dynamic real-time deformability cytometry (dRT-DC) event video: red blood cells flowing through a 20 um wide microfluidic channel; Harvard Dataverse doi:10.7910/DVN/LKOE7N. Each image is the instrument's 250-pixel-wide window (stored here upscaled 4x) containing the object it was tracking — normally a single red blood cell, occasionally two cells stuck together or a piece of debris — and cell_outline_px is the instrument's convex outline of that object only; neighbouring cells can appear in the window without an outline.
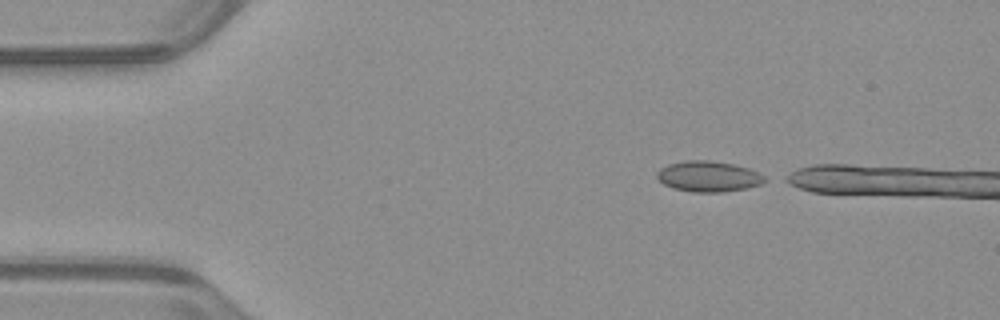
{"species": "common noctule bat (a hibernating species)", "species_latin": "Nyctalus noctula", "temperature_condition": "warm", "stored_images_in_passage": 6, "camera_frame_rate_fps": 3000, "um_per_image_px": 0.085, "animal": {"sex": "male", "body_mass_g": 23.1, "forearm_length_mm": 52.7}, "frame": {"image": 1, "passage_image": 1, "time_ms": 0.0, "image_size_px": [1000, 320], "cell_outline_px": [[768, 180], [760, 184], [748, 188], [724, 192], [692, 192], [672, 188], [664, 184], [656, 176], [656, 172], [660, 168], [668, 164], [684, 160], [712, 160], [732, 164], [748, 168], [760, 172], [768, 176]], "centroid_in_image_um": [60.25, 14.99], "position_along_channel_um": 24.7, "area_um2": 19.59}}